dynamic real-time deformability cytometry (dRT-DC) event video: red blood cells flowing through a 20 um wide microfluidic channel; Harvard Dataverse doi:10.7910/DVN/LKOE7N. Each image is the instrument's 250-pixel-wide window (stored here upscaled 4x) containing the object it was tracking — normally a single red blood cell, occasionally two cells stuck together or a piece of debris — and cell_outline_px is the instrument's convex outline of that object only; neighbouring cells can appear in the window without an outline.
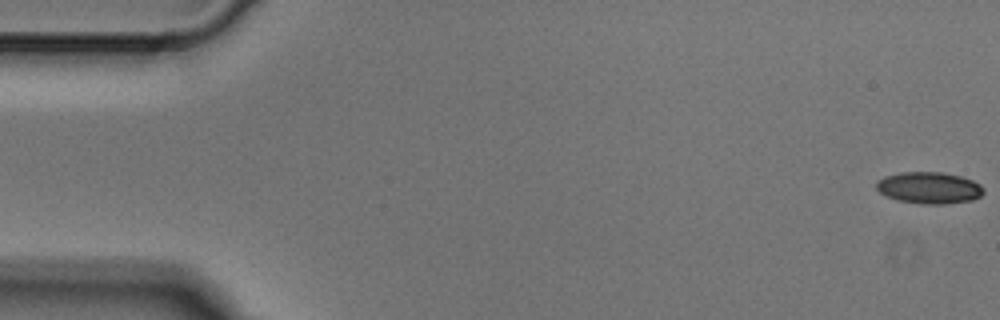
{"species": "Egyptian fruit bat (a non-hibernating species)", "species_latin": "Rousettus aegyptiacus", "temperature_condition": "cold", "stored_images_in_passage": 7, "camera_frame_rate_fps": 3000, "um_per_image_px": 0.085, "animal": {"sex": "male"}, "frame": {"image": 1, "passage_image": 1, "time_ms": 0.0, "image_size_px": [1000, 320], "cell_outline_px": [[984, 192], [980, 196], [972, 200], [944, 204], [920, 204], [896, 200], [880, 192], [876, 188], [876, 180], [884, 176], [904, 172], [940, 172], [960, 176], [972, 180], [980, 184], [984, 188]], "centroid_in_image_um": [78.97, 15.97], "position_along_channel_um": 6.0, "area_um2": 19.83}}
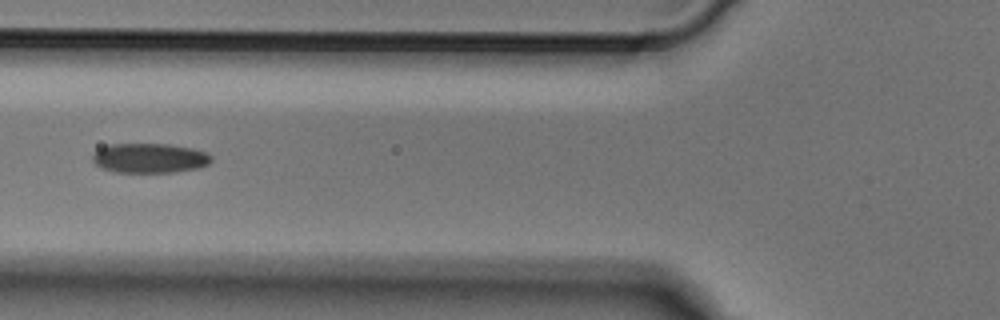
{"frame": {"image": 2, "passage_image": 6, "time_ms": 1.667, "image_size_px": [1000, 320], "cell_outline_px": [[212, 160], [208, 164], [200, 168], [172, 172], [116, 172], [104, 168], [96, 164], [92, 160], [92, 156], [100, 148], [108, 144], [168, 144], [192, 148], [208, 152], [212, 156]], "centroid_in_image_um": [12.76, 13.43], "position_along_channel_um": 113.0, "area_um2": 20.52}}
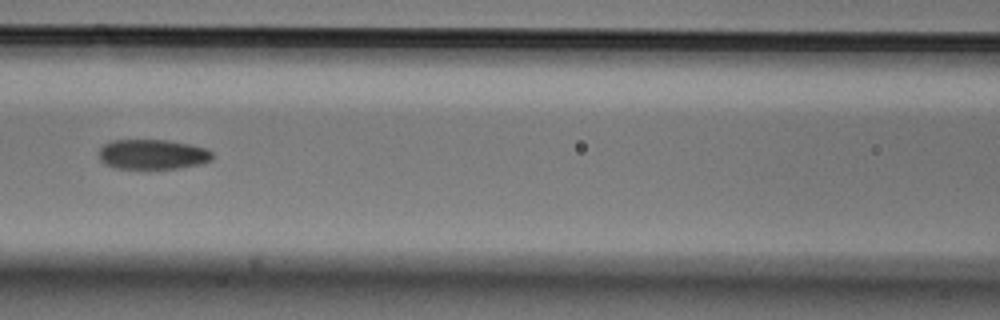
{"frame": {"image": 3, "passage_image": 7, "time_ms": 2.0, "image_size_px": [1000, 320], "cell_outline_px": [[212, 160], [204, 164], [180, 168], [148, 172], [112, 168], [104, 164], [100, 160], [100, 148], [104, 144], [112, 140], [168, 140], [208, 148], [212, 152]], "centroid_in_image_um": [12.97, 13.18], "position_along_channel_um": 153.6, "area_um2": 20.92}}